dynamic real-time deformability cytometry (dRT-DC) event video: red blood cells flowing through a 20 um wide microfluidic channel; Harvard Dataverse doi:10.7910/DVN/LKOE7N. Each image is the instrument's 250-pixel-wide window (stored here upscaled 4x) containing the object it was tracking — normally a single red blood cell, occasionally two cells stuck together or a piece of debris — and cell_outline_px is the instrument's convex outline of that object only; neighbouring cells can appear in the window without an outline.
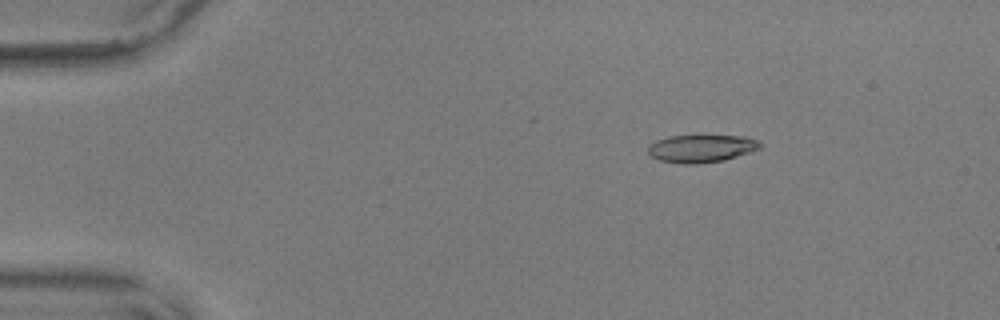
{"species": "common noctule bat (a hibernating species)", "species_latin": "Nyctalus noctula", "temperature_condition": "warm", "stored_images_in_passage": 48, "camera_frame_rate_fps": 3000, "um_per_image_px": 0.085, "animal": {"sex": "male", "body_mass_g": 17.9, "forearm_length_mm": 54.2}, "frame": {"image": 1, "passage_image": 1, "time_ms": 0.0, "image_size_px": [1000, 320], "cell_outline_px": [[760, 148], [724, 160], [696, 164], [684, 164], [660, 160], [652, 156], [648, 152], [648, 148], [656, 140], [668, 136], [748, 136], [756, 140], [760, 144]], "centroid_in_image_um": [59.6, 12.62], "position_along_channel_um": 25.4, "area_um2": 17.74}}
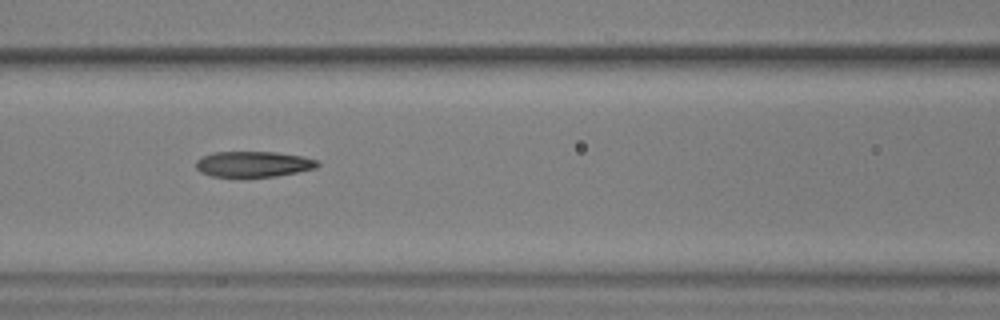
{"frame": {"image": 2, "passage_image": 17, "time_ms": 5.333, "image_size_px": [1000, 320], "cell_outline_px": [[320, 164], [316, 168], [276, 176], [212, 176], [200, 172], [196, 168], [196, 160], [200, 156], [212, 152], [276, 152], [304, 156], [316, 160]], "centroid_in_image_um": [21.51, 13.93], "position_along_channel_um": 145.1, "area_um2": 18.15}}
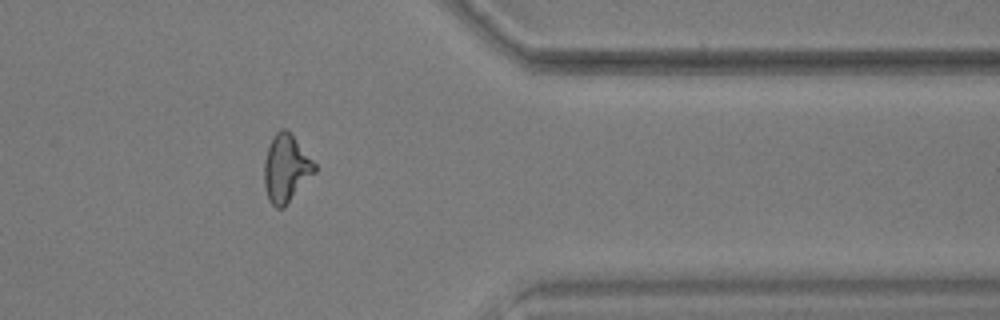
{"frame": {"image": 3, "passage_image": 38, "time_ms": 12.333, "image_size_px": [1000, 320], "cell_outline_px": [[316, 172], [284, 208], [276, 208], [268, 200], [264, 188], [264, 160], [272, 136], [280, 128], [288, 128], [292, 132], [316, 164]], "centroid_in_image_um": [24.32, 14.29], "position_along_channel_um": 387.1, "area_um2": 20.35}, "authors_computed_cell_mechanics": {"area_um2": 19.0162, "velocity_mm_per_s": 3.6428, "shape_relaxation_time_tau1_ms": 10.5623, "shape_relaxation_time_tau2_ms": 2.0373, "deformation_change_tau1": 0.2875, "deformation_change_tau2": 0.1049}}